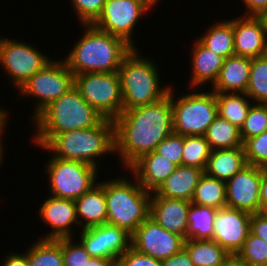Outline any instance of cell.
<instances>
[{
  "label": "cell",
  "mask_w": 267,
  "mask_h": 266,
  "mask_svg": "<svg viewBox=\"0 0 267 266\" xmlns=\"http://www.w3.org/2000/svg\"><path fill=\"white\" fill-rule=\"evenodd\" d=\"M6 37L2 43L0 66L17 91L52 59L31 43Z\"/></svg>",
  "instance_id": "obj_12"
},
{
  "label": "cell",
  "mask_w": 267,
  "mask_h": 266,
  "mask_svg": "<svg viewBox=\"0 0 267 266\" xmlns=\"http://www.w3.org/2000/svg\"><path fill=\"white\" fill-rule=\"evenodd\" d=\"M190 204L191 201L161 197L152 192L150 217L165 230L187 240Z\"/></svg>",
  "instance_id": "obj_19"
},
{
  "label": "cell",
  "mask_w": 267,
  "mask_h": 266,
  "mask_svg": "<svg viewBox=\"0 0 267 266\" xmlns=\"http://www.w3.org/2000/svg\"><path fill=\"white\" fill-rule=\"evenodd\" d=\"M232 25L235 55L256 58L267 54L266 17L240 14L232 18Z\"/></svg>",
  "instance_id": "obj_17"
},
{
  "label": "cell",
  "mask_w": 267,
  "mask_h": 266,
  "mask_svg": "<svg viewBox=\"0 0 267 266\" xmlns=\"http://www.w3.org/2000/svg\"><path fill=\"white\" fill-rule=\"evenodd\" d=\"M161 266H194L189 254L183 248L180 252L161 261Z\"/></svg>",
  "instance_id": "obj_44"
},
{
  "label": "cell",
  "mask_w": 267,
  "mask_h": 266,
  "mask_svg": "<svg viewBox=\"0 0 267 266\" xmlns=\"http://www.w3.org/2000/svg\"><path fill=\"white\" fill-rule=\"evenodd\" d=\"M244 4L243 7L245 16H267V0H241Z\"/></svg>",
  "instance_id": "obj_43"
},
{
  "label": "cell",
  "mask_w": 267,
  "mask_h": 266,
  "mask_svg": "<svg viewBox=\"0 0 267 266\" xmlns=\"http://www.w3.org/2000/svg\"><path fill=\"white\" fill-rule=\"evenodd\" d=\"M86 266H116V263L111 259L92 256Z\"/></svg>",
  "instance_id": "obj_47"
},
{
  "label": "cell",
  "mask_w": 267,
  "mask_h": 266,
  "mask_svg": "<svg viewBox=\"0 0 267 266\" xmlns=\"http://www.w3.org/2000/svg\"><path fill=\"white\" fill-rule=\"evenodd\" d=\"M247 165L243 147L212 150L204 173L227 182Z\"/></svg>",
  "instance_id": "obj_25"
},
{
  "label": "cell",
  "mask_w": 267,
  "mask_h": 266,
  "mask_svg": "<svg viewBox=\"0 0 267 266\" xmlns=\"http://www.w3.org/2000/svg\"><path fill=\"white\" fill-rule=\"evenodd\" d=\"M9 254V255H8ZM6 256L2 259V264L0 266H29L28 256L25 252H8Z\"/></svg>",
  "instance_id": "obj_45"
},
{
  "label": "cell",
  "mask_w": 267,
  "mask_h": 266,
  "mask_svg": "<svg viewBox=\"0 0 267 266\" xmlns=\"http://www.w3.org/2000/svg\"><path fill=\"white\" fill-rule=\"evenodd\" d=\"M49 157L44 169L48 175L51 196L76 200L98 183L99 169L94 166L81 161Z\"/></svg>",
  "instance_id": "obj_8"
},
{
  "label": "cell",
  "mask_w": 267,
  "mask_h": 266,
  "mask_svg": "<svg viewBox=\"0 0 267 266\" xmlns=\"http://www.w3.org/2000/svg\"><path fill=\"white\" fill-rule=\"evenodd\" d=\"M184 249L194 266H227L234 258L212 239L184 242Z\"/></svg>",
  "instance_id": "obj_26"
},
{
  "label": "cell",
  "mask_w": 267,
  "mask_h": 266,
  "mask_svg": "<svg viewBox=\"0 0 267 266\" xmlns=\"http://www.w3.org/2000/svg\"><path fill=\"white\" fill-rule=\"evenodd\" d=\"M227 266H243V265L237 263V262L233 259Z\"/></svg>",
  "instance_id": "obj_50"
},
{
  "label": "cell",
  "mask_w": 267,
  "mask_h": 266,
  "mask_svg": "<svg viewBox=\"0 0 267 266\" xmlns=\"http://www.w3.org/2000/svg\"><path fill=\"white\" fill-rule=\"evenodd\" d=\"M155 152L176 166L182 165L183 136L176 135L174 132L171 133L157 145Z\"/></svg>",
  "instance_id": "obj_40"
},
{
  "label": "cell",
  "mask_w": 267,
  "mask_h": 266,
  "mask_svg": "<svg viewBox=\"0 0 267 266\" xmlns=\"http://www.w3.org/2000/svg\"><path fill=\"white\" fill-rule=\"evenodd\" d=\"M176 165L155 151L142 155L128 169L147 191L154 192L175 170Z\"/></svg>",
  "instance_id": "obj_21"
},
{
  "label": "cell",
  "mask_w": 267,
  "mask_h": 266,
  "mask_svg": "<svg viewBox=\"0 0 267 266\" xmlns=\"http://www.w3.org/2000/svg\"><path fill=\"white\" fill-rule=\"evenodd\" d=\"M243 266H262L267 264V243L249 232L243 247L234 257Z\"/></svg>",
  "instance_id": "obj_35"
},
{
  "label": "cell",
  "mask_w": 267,
  "mask_h": 266,
  "mask_svg": "<svg viewBox=\"0 0 267 266\" xmlns=\"http://www.w3.org/2000/svg\"><path fill=\"white\" fill-rule=\"evenodd\" d=\"M174 87L170 89L173 132L180 136H204L218 115L215 92L211 88L207 92L191 88V93L177 96Z\"/></svg>",
  "instance_id": "obj_7"
},
{
  "label": "cell",
  "mask_w": 267,
  "mask_h": 266,
  "mask_svg": "<svg viewBox=\"0 0 267 266\" xmlns=\"http://www.w3.org/2000/svg\"><path fill=\"white\" fill-rule=\"evenodd\" d=\"M251 213L228 206L217 210L213 239L233 258L243 247L250 232Z\"/></svg>",
  "instance_id": "obj_15"
},
{
  "label": "cell",
  "mask_w": 267,
  "mask_h": 266,
  "mask_svg": "<svg viewBox=\"0 0 267 266\" xmlns=\"http://www.w3.org/2000/svg\"><path fill=\"white\" fill-rule=\"evenodd\" d=\"M129 177L105 179V200L107 223L132 234L150 216L152 192L145 190L133 175L131 181Z\"/></svg>",
  "instance_id": "obj_6"
},
{
  "label": "cell",
  "mask_w": 267,
  "mask_h": 266,
  "mask_svg": "<svg viewBox=\"0 0 267 266\" xmlns=\"http://www.w3.org/2000/svg\"><path fill=\"white\" fill-rule=\"evenodd\" d=\"M34 145L51 156L81 161L100 170L101 157L115 154L114 120L105 118L98 126L74 129L56 136H31Z\"/></svg>",
  "instance_id": "obj_2"
},
{
  "label": "cell",
  "mask_w": 267,
  "mask_h": 266,
  "mask_svg": "<svg viewBox=\"0 0 267 266\" xmlns=\"http://www.w3.org/2000/svg\"><path fill=\"white\" fill-rule=\"evenodd\" d=\"M156 6L157 4H159V1L161 2V0H151Z\"/></svg>",
  "instance_id": "obj_52"
},
{
  "label": "cell",
  "mask_w": 267,
  "mask_h": 266,
  "mask_svg": "<svg viewBox=\"0 0 267 266\" xmlns=\"http://www.w3.org/2000/svg\"><path fill=\"white\" fill-rule=\"evenodd\" d=\"M25 253L29 266H64L62 254V238L39 239Z\"/></svg>",
  "instance_id": "obj_30"
},
{
  "label": "cell",
  "mask_w": 267,
  "mask_h": 266,
  "mask_svg": "<svg viewBox=\"0 0 267 266\" xmlns=\"http://www.w3.org/2000/svg\"><path fill=\"white\" fill-rule=\"evenodd\" d=\"M6 125H8V124H5L1 129H0V167H1V165H3V161H4V159H5V156H4V152H6L5 151V149H4V143H3V133H5L6 132Z\"/></svg>",
  "instance_id": "obj_48"
},
{
  "label": "cell",
  "mask_w": 267,
  "mask_h": 266,
  "mask_svg": "<svg viewBox=\"0 0 267 266\" xmlns=\"http://www.w3.org/2000/svg\"><path fill=\"white\" fill-rule=\"evenodd\" d=\"M114 125L115 153L126 170L173 133L170 91L157 102L122 111Z\"/></svg>",
  "instance_id": "obj_1"
},
{
  "label": "cell",
  "mask_w": 267,
  "mask_h": 266,
  "mask_svg": "<svg viewBox=\"0 0 267 266\" xmlns=\"http://www.w3.org/2000/svg\"><path fill=\"white\" fill-rule=\"evenodd\" d=\"M250 232L267 243V212H258L251 215Z\"/></svg>",
  "instance_id": "obj_42"
},
{
  "label": "cell",
  "mask_w": 267,
  "mask_h": 266,
  "mask_svg": "<svg viewBox=\"0 0 267 266\" xmlns=\"http://www.w3.org/2000/svg\"><path fill=\"white\" fill-rule=\"evenodd\" d=\"M74 87L105 118L114 120L122 113L123 100L118 72L75 75Z\"/></svg>",
  "instance_id": "obj_10"
},
{
  "label": "cell",
  "mask_w": 267,
  "mask_h": 266,
  "mask_svg": "<svg viewBox=\"0 0 267 266\" xmlns=\"http://www.w3.org/2000/svg\"><path fill=\"white\" fill-rule=\"evenodd\" d=\"M74 86V74L63 59L50 61L42 70L35 73L18 91L21 98L36 99L33 120L50 103L57 100ZM38 98V99H37Z\"/></svg>",
  "instance_id": "obj_9"
},
{
  "label": "cell",
  "mask_w": 267,
  "mask_h": 266,
  "mask_svg": "<svg viewBox=\"0 0 267 266\" xmlns=\"http://www.w3.org/2000/svg\"><path fill=\"white\" fill-rule=\"evenodd\" d=\"M243 148L248 165L267 169V131L246 139Z\"/></svg>",
  "instance_id": "obj_37"
},
{
  "label": "cell",
  "mask_w": 267,
  "mask_h": 266,
  "mask_svg": "<svg viewBox=\"0 0 267 266\" xmlns=\"http://www.w3.org/2000/svg\"><path fill=\"white\" fill-rule=\"evenodd\" d=\"M105 117L89 105L73 86L44 108L33 120V136L57 134L98 126Z\"/></svg>",
  "instance_id": "obj_5"
},
{
  "label": "cell",
  "mask_w": 267,
  "mask_h": 266,
  "mask_svg": "<svg viewBox=\"0 0 267 266\" xmlns=\"http://www.w3.org/2000/svg\"><path fill=\"white\" fill-rule=\"evenodd\" d=\"M79 24H92L101 14L106 0H70Z\"/></svg>",
  "instance_id": "obj_39"
},
{
  "label": "cell",
  "mask_w": 267,
  "mask_h": 266,
  "mask_svg": "<svg viewBox=\"0 0 267 266\" xmlns=\"http://www.w3.org/2000/svg\"><path fill=\"white\" fill-rule=\"evenodd\" d=\"M62 254L64 266H86L92 257L79 240L74 241V237L62 238Z\"/></svg>",
  "instance_id": "obj_38"
},
{
  "label": "cell",
  "mask_w": 267,
  "mask_h": 266,
  "mask_svg": "<svg viewBox=\"0 0 267 266\" xmlns=\"http://www.w3.org/2000/svg\"><path fill=\"white\" fill-rule=\"evenodd\" d=\"M245 94L253 103L267 104V54L251 58V67Z\"/></svg>",
  "instance_id": "obj_33"
},
{
  "label": "cell",
  "mask_w": 267,
  "mask_h": 266,
  "mask_svg": "<svg viewBox=\"0 0 267 266\" xmlns=\"http://www.w3.org/2000/svg\"><path fill=\"white\" fill-rule=\"evenodd\" d=\"M212 149L204 136H183L182 165L206 168Z\"/></svg>",
  "instance_id": "obj_34"
},
{
  "label": "cell",
  "mask_w": 267,
  "mask_h": 266,
  "mask_svg": "<svg viewBox=\"0 0 267 266\" xmlns=\"http://www.w3.org/2000/svg\"><path fill=\"white\" fill-rule=\"evenodd\" d=\"M191 203L220 209L226 206V182L205 173L195 188Z\"/></svg>",
  "instance_id": "obj_31"
},
{
  "label": "cell",
  "mask_w": 267,
  "mask_h": 266,
  "mask_svg": "<svg viewBox=\"0 0 267 266\" xmlns=\"http://www.w3.org/2000/svg\"><path fill=\"white\" fill-rule=\"evenodd\" d=\"M79 235V241L91 256L111 259L115 263L131 247V234L109 223L83 229Z\"/></svg>",
  "instance_id": "obj_14"
},
{
  "label": "cell",
  "mask_w": 267,
  "mask_h": 266,
  "mask_svg": "<svg viewBox=\"0 0 267 266\" xmlns=\"http://www.w3.org/2000/svg\"><path fill=\"white\" fill-rule=\"evenodd\" d=\"M216 208L190 204L188 212L187 239H213Z\"/></svg>",
  "instance_id": "obj_32"
},
{
  "label": "cell",
  "mask_w": 267,
  "mask_h": 266,
  "mask_svg": "<svg viewBox=\"0 0 267 266\" xmlns=\"http://www.w3.org/2000/svg\"><path fill=\"white\" fill-rule=\"evenodd\" d=\"M204 171L190 166H176L175 170L154 191L157 196L191 201Z\"/></svg>",
  "instance_id": "obj_24"
},
{
  "label": "cell",
  "mask_w": 267,
  "mask_h": 266,
  "mask_svg": "<svg viewBox=\"0 0 267 266\" xmlns=\"http://www.w3.org/2000/svg\"><path fill=\"white\" fill-rule=\"evenodd\" d=\"M6 110V111H5ZM10 112H7V109H4L2 107H0V129L8 123L9 121V114Z\"/></svg>",
  "instance_id": "obj_49"
},
{
  "label": "cell",
  "mask_w": 267,
  "mask_h": 266,
  "mask_svg": "<svg viewBox=\"0 0 267 266\" xmlns=\"http://www.w3.org/2000/svg\"><path fill=\"white\" fill-rule=\"evenodd\" d=\"M116 266H161V261L130 247L117 259Z\"/></svg>",
  "instance_id": "obj_41"
},
{
  "label": "cell",
  "mask_w": 267,
  "mask_h": 266,
  "mask_svg": "<svg viewBox=\"0 0 267 266\" xmlns=\"http://www.w3.org/2000/svg\"><path fill=\"white\" fill-rule=\"evenodd\" d=\"M267 131V104L253 103L240 128L243 142Z\"/></svg>",
  "instance_id": "obj_36"
},
{
  "label": "cell",
  "mask_w": 267,
  "mask_h": 266,
  "mask_svg": "<svg viewBox=\"0 0 267 266\" xmlns=\"http://www.w3.org/2000/svg\"><path fill=\"white\" fill-rule=\"evenodd\" d=\"M83 31L69 54L64 57L75 75L118 72L124 57L133 49L124 39L99 30L92 24H81Z\"/></svg>",
  "instance_id": "obj_3"
},
{
  "label": "cell",
  "mask_w": 267,
  "mask_h": 266,
  "mask_svg": "<svg viewBox=\"0 0 267 266\" xmlns=\"http://www.w3.org/2000/svg\"><path fill=\"white\" fill-rule=\"evenodd\" d=\"M185 239L161 227L150 216L131 234V247L157 260H165L184 248Z\"/></svg>",
  "instance_id": "obj_13"
},
{
  "label": "cell",
  "mask_w": 267,
  "mask_h": 266,
  "mask_svg": "<svg viewBox=\"0 0 267 266\" xmlns=\"http://www.w3.org/2000/svg\"><path fill=\"white\" fill-rule=\"evenodd\" d=\"M74 202L81 230L107 223L105 180L99 181Z\"/></svg>",
  "instance_id": "obj_22"
},
{
  "label": "cell",
  "mask_w": 267,
  "mask_h": 266,
  "mask_svg": "<svg viewBox=\"0 0 267 266\" xmlns=\"http://www.w3.org/2000/svg\"><path fill=\"white\" fill-rule=\"evenodd\" d=\"M262 168L245 166L226 182V206L248 213L261 212L260 182Z\"/></svg>",
  "instance_id": "obj_16"
},
{
  "label": "cell",
  "mask_w": 267,
  "mask_h": 266,
  "mask_svg": "<svg viewBox=\"0 0 267 266\" xmlns=\"http://www.w3.org/2000/svg\"><path fill=\"white\" fill-rule=\"evenodd\" d=\"M4 39H5V37L4 38L2 36L0 37V55H1L2 43H3Z\"/></svg>",
  "instance_id": "obj_51"
},
{
  "label": "cell",
  "mask_w": 267,
  "mask_h": 266,
  "mask_svg": "<svg viewBox=\"0 0 267 266\" xmlns=\"http://www.w3.org/2000/svg\"><path fill=\"white\" fill-rule=\"evenodd\" d=\"M215 97L218 115L241 128L253 101L245 93L215 92Z\"/></svg>",
  "instance_id": "obj_28"
},
{
  "label": "cell",
  "mask_w": 267,
  "mask_h": 266,
  "mask_svg": "<svg viewBox=\"0 0 267 266\" xmlns=\"http://www.w3.org/2000/svg\"><path fill=\"white\" fill-rule=\"evenodd\" d=\"M38 214L46 226H49V232L41 239H59L74 236L73 226L81 231L76 215V205L72 199L57 198L48 196L39 207ZM74 233V234H73Z\"/></svg>",
  "instance_id": "obj_18"
},
{
  "label": "cell",
  "mask_w": 267,
  "mask_h": 266,
  "mask_svg": "<svg viewBox=\"0 0 267 266\" xmlns=\"http://www.w3.org/2000/svg\"><path fill=\"white\" fill-rule=\"evenodd\" d=\"M251 58L232 55L224 59L213 92L245 93L249 81Z\"/></svg>",
  "instance_id": "obj_23"
},
{
  "label": "cell",
  "mask_w": 267,
  "mask_h": 266,
  "mask_svg": "<svg viewBox=\"0 0 267 266\" xmlns=\"http://www.w3.org/2000/svg\"><path fill=\"white\" fill-rule=\"evenodd\" d=\"M261 212H267V169H262L260 182Z\"/></svg>",
  "instance_id": "obj_46"
},
{
  "label": "cell",
  "mask_w": 267,
  "mask_h": 266,
  "mask_svg": "<svg viewBox=\"0 0 267 266\" xmlns=\"http://www.w3.org/2000/svg\"><path fill=\"white\" fill-rule=\"evenodd\" d=\"M206 30L197 38L205 47L224 59L235 55L232 19L216 21Z\"/></svg>",
  "instance_id": "obj_27"
},
{
  "label": "cell",
  "mask_w": 267,
  "mask_h": 266,
  "mask_svg": "<svg viewBox=\"0 0 267 266\" xmlns=\"http://www.w3.org/2000/svg\"><path fill=\"white\" fill-rule=\"evenodd\" d=\"M156 6L151 0H106L98 18L92 23L99 30L124 39L133 48V30L141 17Z\"/></svg>",
  "instance_id": "obj_11"
},
{
  "label": "cell",
  "mask_w": 267,
  "mask_h": 266,
  "mask_svg": "<svg viewBox=\"0 0 267 266\" xmlns=\"http://www.w3.org/2000/svg\"><path fill=\"white\" fill-rule=\"evenodd\" d=\"M137 49L133 48L124 57L118 69L123 111L157 102L166 97L171 89V85H161L158 64Z\"/></svg>",
  "instance_id": "obj_4"
},
{
  "label": "cell",
  "mask_w": 267,
  "mask_h": 266,
  "mask_svg": "<svg viewBox=\"0 0 267 266\" xmlns=\"http://www.w3.org/2000/svg\"><path fill=\"white\" fill-rule=\"evenodd\" d=\"M212 150L243 147L240 128L216 116L204 135Z\"/></svg>",
  "instance_id": "obj_29"
},
{
  "label": "cell",
  "mask_w": 267,
  "mask_h": 266,
  "mask_svg": "<svg viewBox=\"0 0 267 266\" xmlns=\"http://www.w3.org/2000/svg\"><path fill=\"white\" fill-rule=\"evenodd\" d=\"M192 46L191 63H189L192 72L188 87L197 90L208 83L213 86L219 76L224 58L205 47L197 38Z\"/></svg>",
  "instance_id": "obj_20"
}]
</instances>
